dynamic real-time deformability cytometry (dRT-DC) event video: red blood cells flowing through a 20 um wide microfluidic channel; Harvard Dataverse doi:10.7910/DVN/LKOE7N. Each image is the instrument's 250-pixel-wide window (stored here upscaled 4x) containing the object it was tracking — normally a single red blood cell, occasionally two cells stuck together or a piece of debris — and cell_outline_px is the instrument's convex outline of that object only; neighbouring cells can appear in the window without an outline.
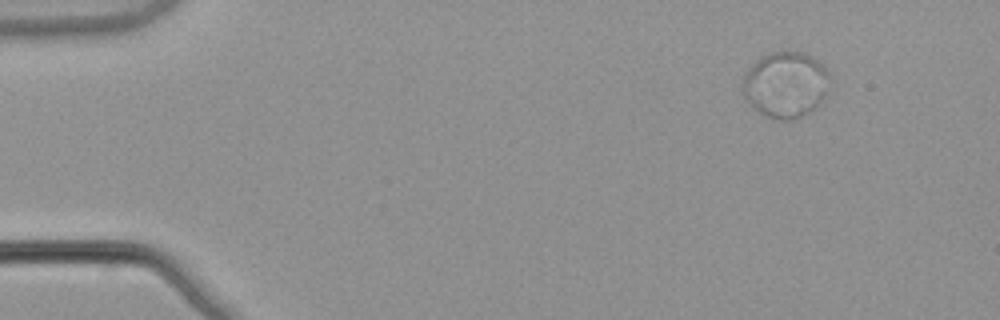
{"species": "common noctule bat (a hibernating species)", "species_latin": "Nyctalus noctula", "temperature_condition": "warm", "stored_images_in_passage": 54, "segment_of_instrument_passage": [1, 3], "camera_frame_rate_fps": 3000, "um_per_image_px": 0.085, "animal": {"sex": "male", "body_mass_g": 21.5, "forearm_length_mm": 52.0}, "frame": {"image": 1, "passage_image": 7, "time_ms": 2.0, "image_size_px": [1000, 320], "cell_outline_px": [[832, 84], [824, 100], [820, 104], [808, 112], [800, 116], [788, 120], [776, 120], [764, 116], [752, 108], [744, 96], [744, 72], [756, 60], [772, 52], [804, 52], [812, 56], [824, 64], [832, 76]], "centroid_in_image_um": [66.84, 7.2], "position_along_channel_um": 18.2, "area_um2": 34.1}}